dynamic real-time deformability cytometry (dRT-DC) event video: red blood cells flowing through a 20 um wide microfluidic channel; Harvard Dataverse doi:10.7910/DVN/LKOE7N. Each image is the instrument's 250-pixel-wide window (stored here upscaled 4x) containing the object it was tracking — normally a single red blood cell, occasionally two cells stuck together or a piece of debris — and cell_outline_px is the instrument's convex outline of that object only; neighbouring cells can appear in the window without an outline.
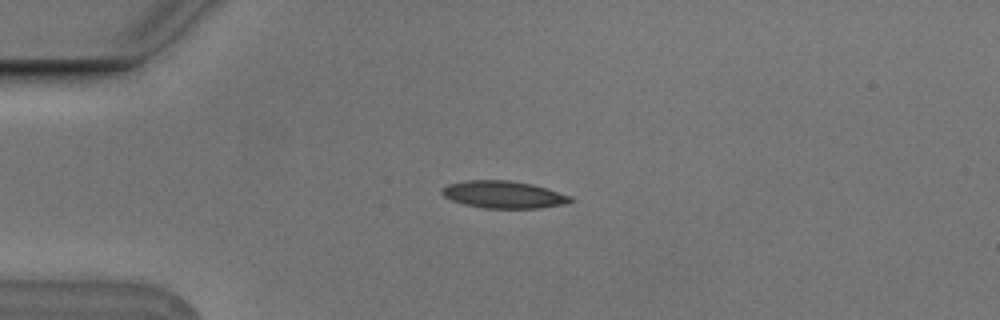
{"species": "Egyptian fruit bat (a non-hibernating species)", "species_latin": "Rousettus aegyptiacus", "temperature_condition": "cold", "stored_images_in_passage": 2, "camera_frame_rate_fps": 3000, "um_per_image_px": 0.085, "animal": {"sex": "male"}, "frame": {"image": 1, "passage_image": 1, "time_ms": 0.0, "image_size_px": [1000, 320], "cell_outline_px": [[572, 200], [568, 204], [540, 208], [484, 208], [464, 204], [452, 200], [444, 196], [440, 192], [440, 188], [448, 184], [468, 180], [512, 180], [532, 184], [572, 196]], "centroid_in_image_um": [42.8, 16.54], "position_along_channel_um": 42.2, "area_um2": 20.52}}